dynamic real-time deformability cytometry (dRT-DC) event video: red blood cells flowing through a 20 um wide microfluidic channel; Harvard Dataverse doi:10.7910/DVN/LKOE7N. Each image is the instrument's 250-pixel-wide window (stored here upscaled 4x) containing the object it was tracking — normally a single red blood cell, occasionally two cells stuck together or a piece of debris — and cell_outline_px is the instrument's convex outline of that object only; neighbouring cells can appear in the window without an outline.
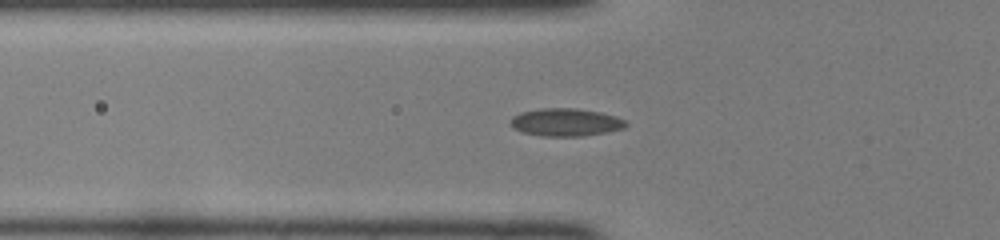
{"species": "common noctule bat (a hibernating species)", "species_latin": "Nyctalus noctula", "temperature_condition": "room temperature", "stored_images_in_passage": 48, "camera_frame_rate_fps": 3000, "um_per_image_px": 0.085, "animal": {"sex": "female", "body_mass_g": 22.0, "forearm_length_mm": 56.7}, "frame": {"image": 1, "passage_image": 17, "time_ms": 5.333, "image_size_px": [1000, 240], "cell_outline_px": [[628, 124], [624, 128], [604, 132], [580, 136], [540, 136], [524, 132], [512, 128], [512, 116], [524, 112], [540, 108], [576, 108], [600, 112], [616, 116], [624, 120]], "centroid_in_image_um": [48.09, 10.39], "position_along_channel_um": 77.7, "area_um2": 18.44}}
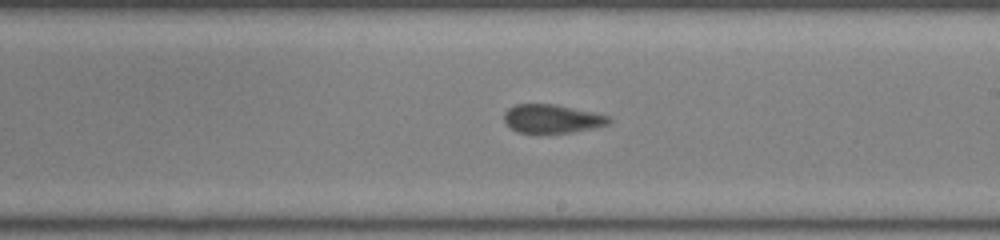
{"frame": {"image": 2, "passage_image": 29, "time_ms": 9.333, "image_size_px": [1000, 240], "cell_outline_px": [[612, 120], [608, 124], [592, 128], [572, 132], [520, 132], [512, 128], [504, 120], [504, 112], [508, 108], [516, 104], [556, 104], [592, 112], [608, 116]], "centroid_in_image_um": [46.92, 10.07], "position_along_channel_um": 242.1, "area_um2": 17.11}}
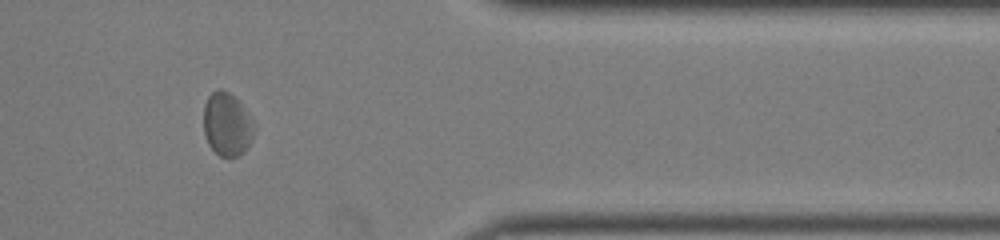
{"frame": {"image": 3, "passage_image": 41, "time_ms": 13.333, "image_size_px": [1000, 240], "cell_outline_px": [[256, 128], [244, 152], [240, 156], [228, 160], [220, 156], [208, 144], [204, 132], [204, 104], [208, 96], [212, 92], [220, 88], [228, 92], [240, 104], [256, 124]], "centroid_in_image_um": [19.29, 10.62], "position_along_channel_um": 392.1, "area_um2": 18.73}}